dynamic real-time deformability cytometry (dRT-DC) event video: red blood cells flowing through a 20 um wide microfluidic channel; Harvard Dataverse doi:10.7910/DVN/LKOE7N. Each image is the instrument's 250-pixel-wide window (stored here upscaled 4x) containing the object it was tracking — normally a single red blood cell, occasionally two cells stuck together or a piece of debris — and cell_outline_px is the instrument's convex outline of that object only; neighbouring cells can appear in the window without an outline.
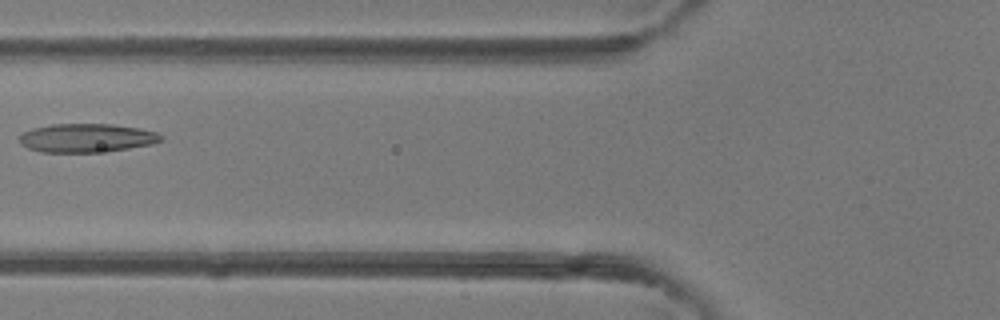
{"species": "common noctule bat (a hibernating species)", "species_latin": "Nyctalus noctula", "temperature_condition": "room temperature", "stored_images_in_passage": 5, "camera_frame_rate_fps": 3000, "um_per_image_px": 0.085, "animal": {"sex": "female"}, "frame": {"image": 1, "passage_image": 5, "time_ms": 4.333, "image_size_px": [1000, 320], "cell_outline_px": [[164, 140], [152, 144], [128, 148], [96, 152], [40, 152], [28, 148], [20, 144], [20, 132], [32, 128], [52, 124], [112, 124], [140, 128], [156, 132], [164, 136]], "centroid_in_image_um": [7.35, 11.72], "position_along_channel_um": 118.4, "area_um2": 23.76}}